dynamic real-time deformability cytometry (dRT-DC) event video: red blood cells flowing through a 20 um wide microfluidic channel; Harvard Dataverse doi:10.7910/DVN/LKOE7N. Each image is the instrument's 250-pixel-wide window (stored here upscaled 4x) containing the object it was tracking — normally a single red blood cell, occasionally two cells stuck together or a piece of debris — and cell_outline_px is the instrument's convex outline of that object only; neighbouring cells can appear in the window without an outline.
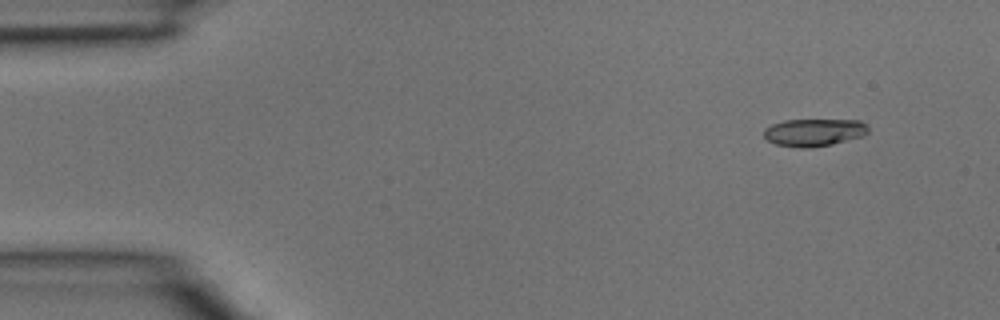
{"species": "common noctule bat (a hibernating species)", "species_latin": "Nyctalus noctula", "temperature_condition": "room temperature", "stored_images_in_passage": 4, "camera_frame_rate_fps": 3000, "um_per_image_px": 0.085, "animal": {"sex": "male", "body_mass_g": 15.6}, "frame": {"image": 1, "passage_image": 2, "time_ms": 0.333, "image_size_px": [1000, 320], "cell_outline_px": [[868, 132], [864, 136], [832, 144], [808, 148], [800, 148], [776, 144], [768, 140], [764, 136], [764, 128], [772, 124], [784, 120], [860, 120], [868, 128]], "centroid_in_image_um": [69.19, 11.25], "position_along_channel_um": 15.8, "area_um2": 16.7}}
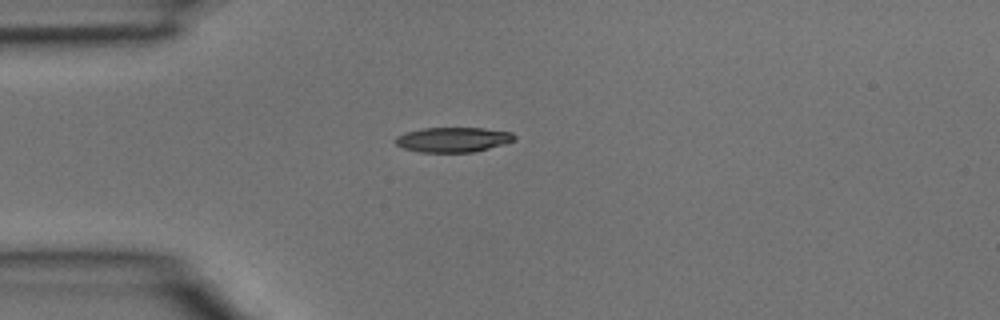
{"frame": {"image": 2, "passage_image": 4, "time_ms": 1.0, "image_size_px": [1000, 320], "cell_outline_px": [[516, 140], [504, 144], [472, 152], [420, 152], [404, 148], [396, 144], [396, 136], [404, 132], [424, 128], [484, 128], [512, 132], [516, 136]], "centroid_in_image_um": [38.52, 11.86], "position_along_channel_um": 46.5, "area_um2": 17.22}}